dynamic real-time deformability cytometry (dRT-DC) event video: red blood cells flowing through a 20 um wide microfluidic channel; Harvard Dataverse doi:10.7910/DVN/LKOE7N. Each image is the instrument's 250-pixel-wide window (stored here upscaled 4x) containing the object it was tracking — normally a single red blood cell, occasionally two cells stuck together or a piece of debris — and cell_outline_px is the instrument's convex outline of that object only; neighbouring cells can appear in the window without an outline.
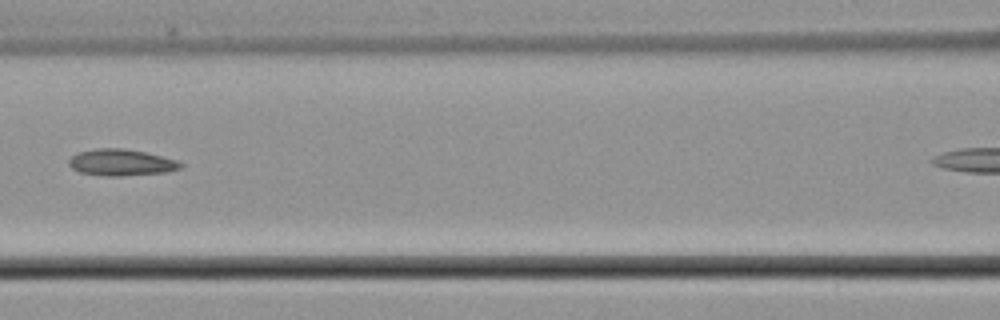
{"species": "common noctule bat (a hibernating species)", "species_latin": "Nyctalus noctula", "temperature_condition": "cold", "stored_images_in_passage": 9, "segment_of_instrument_passage": [1, 2], "camera_frame_rate_fps": 3000, "um_per_image_px": 0.085, "animal": {"sex": "male", "body_mass_g": 21.5, "forearm_length_mm": 52.0}, "frame": {"image": 1, "passage_image": 8, "time_ms": 11.0, "image_size_px": [1000, 320], "cell_outline_px": [[184, 164], [180, 168], [168, 172], [120, 176], [108, 176], [80, 172], [72, 168], [68, 164], [68, 160], [76, 152], [96, 148], [124, 148], [144, 152], [176, 160]], "centroid_in_image_um": [10.27, 13.8], "position_along_channel_um": 156.3, "area_um2": 17.22}}